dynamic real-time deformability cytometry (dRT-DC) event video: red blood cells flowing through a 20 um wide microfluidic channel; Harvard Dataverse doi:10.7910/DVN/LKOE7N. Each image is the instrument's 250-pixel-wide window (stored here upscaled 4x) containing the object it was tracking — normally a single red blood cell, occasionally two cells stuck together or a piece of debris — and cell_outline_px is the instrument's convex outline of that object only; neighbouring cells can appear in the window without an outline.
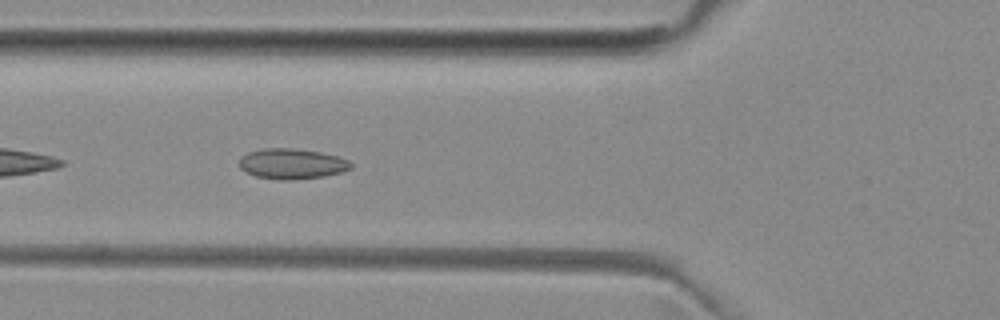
{"species": "common noctule bat (a hibernating species)", "species_latin": "Nyctalus noctula", "temperature_condition": "room temperature", "stored_images_in_passage": 38, "camera_frame_rate_fps": 3000, "um_per_image_px": 0.085, "animal": {"sex": "female", "body_mass_g": 29.2, "forearm_length_mm": 56.3}, "frame": {"image": 1, "passage_image": 5, "time_ms": 1.333, "image_size_px": [1000, 320], "cell_outline_px": [[352, 168], [340, 172], [324, 176], [296, 180], [280, 180], [256, 176], [240, 168], [240, 156], [248, 152], [264, 148], [292, 148], [320, 152], [336, 156], [348, 160], [352, 164]], "centroid_in_image_um": [24.8, 13.92], "position_along_channel_um": 101.0, "area_um2": 19.71}}
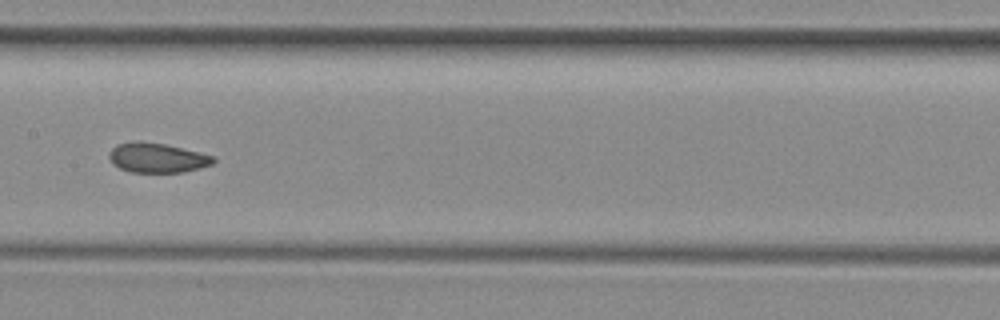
{"frame": {"image": 2, "passage_image": 12, "time_ms": 3.667, "image_size_px": [1000, 320], "cell_outline_px": [[216, 160], [212, 164], [184, 172], [132, 172], [120, 168], [112, 164], [108, 156], [108, 152], [116, 144], [140, 140], [164, 144], [200, 152], [212, 156]], "centroid_in_image_um": [13.31, 13.4], "position_along_channel_um": 194.1, "area_um2": 18.03}}
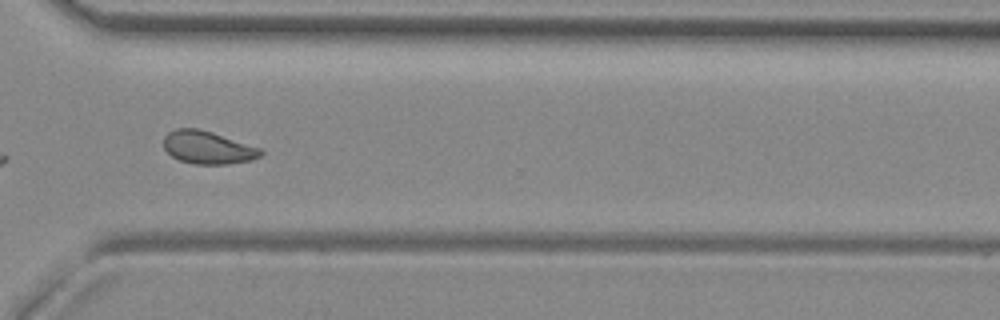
{"frame": {"image": 3, "passage_image": 24, "time_ms": 7.667, "image_size_px": [1000, 320], "cell_outline_px": [[264, 152], [260, 156], [252, 160], [228, 164], [196, 164], [180, 160], [172, 156], [164, 148], [164, 136], [168, 132], [176, 128], [200, 128], [260, 148]], "centroid_in_image_um": [17.65, 12.53], "position_along_channel_um": 352.9, "area_um2": 18.5}, "authors_computed_cell_mechanics": {"area_um2": 18.496, "velocity_mm_per_s": 3.9759, "shape_relaxation_time_tau1_ms": 7.055, "shape_relaxation_time_tau2_ms": 2.2366, "deformation_change_tau1": 0.1102, "deformation_change_tau2": 0.0618}}